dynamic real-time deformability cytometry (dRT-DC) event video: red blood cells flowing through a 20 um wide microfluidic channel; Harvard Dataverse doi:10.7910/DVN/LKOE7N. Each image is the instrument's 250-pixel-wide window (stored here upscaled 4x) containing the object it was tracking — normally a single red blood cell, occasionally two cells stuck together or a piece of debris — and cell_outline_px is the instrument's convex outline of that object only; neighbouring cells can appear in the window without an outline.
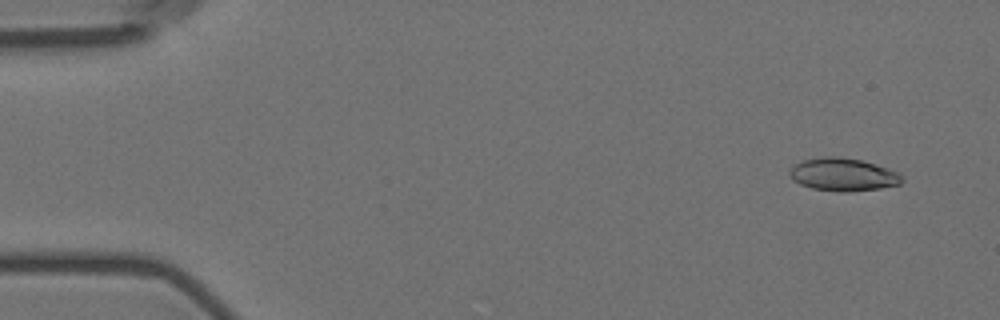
{"species": "Egyptian fruit bat (a non-hibernating species)", "species_latin": "Rousettus aegyptiacus", "temperature_condition": "room temperature", "stored_images_in_passage": 7, "camera_frame_rate_fps": 3000, "um_per_image_px": 0.085, "animal": {"sex": "female"}, "frame": {"image": 1, "passage_image": 2, "time_ms": 1.0, "image_size_px": [1000, 320], "cell_outline_px": [[904, 180], [900, 184], [880, 188], [848, 192], [836, 192], [812, 188], [800, 184], [792, 180], [788, 172], [796, 164], [804, 160], [820, 156], [840, 156], [860, 160], [876, 164], [900, 172]], "centroid_in_image_um": [71.68, 14.83], "position_along_channel_um": 13.3, "area_um2": 21.73}}
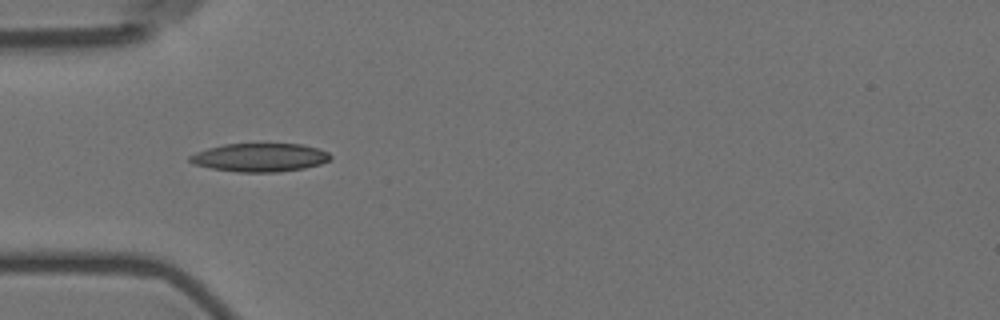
{"frame": {"image": 2, "passage_image": 6, "time_ms": 5.667, "image_size_px": [1000, 320], "cell_outline_px": [[332, 156], [328, 160], [320, 164], [304, 168], [280, 172], [240, 172], [212, 168], [192, 164], [188, 160], [188, 156], [196, 152], [208, 148], [224, 144], [304, 144], [320, 148], [328, 152]], "centroid_in_image_um": [22.09, 13.38], "position_along_channel_um": 62.9, "area_um2": 23.35}}
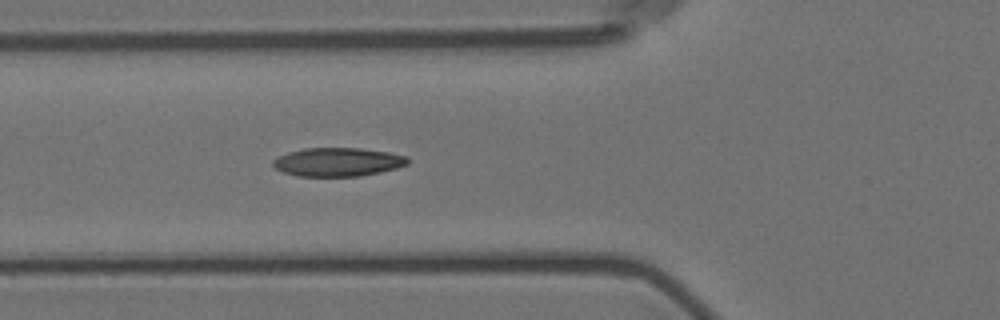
{"frame": {"image": 3, "passage_image": 7, "time_ms": 6.667, "image_size_px": [1000, 320], "cell_outline_px": [[408, 164], [396, 168], [380, 172], [360, 176], [296, 176], [272, 168], [272, 160], [288, 152], [304, 148], [360, 148], [388, 152], [408, 156]], "centroid_in_image_um": [28.69, 13.77], "position_along_channel_um": 97.1, "area_um2": 22.54}}